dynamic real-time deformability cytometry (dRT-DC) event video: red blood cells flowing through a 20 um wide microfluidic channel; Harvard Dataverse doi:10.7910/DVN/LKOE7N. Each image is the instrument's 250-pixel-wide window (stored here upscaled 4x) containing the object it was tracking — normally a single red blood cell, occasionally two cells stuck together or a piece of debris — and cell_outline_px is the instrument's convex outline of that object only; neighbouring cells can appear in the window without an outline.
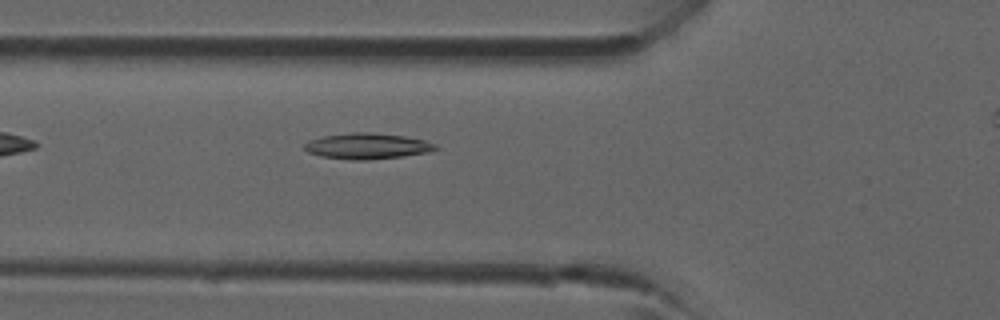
{"species": "common noctule bat (a hibernating species)", "species_latin": "Nyctalus noctula", "temperature_condition": "room temperature", "stored_images_in_passage": 4, "camera_frame_rate_fps": 3000, "um_per_image_px": 0.085, "animal": {"sex": "male", "forearm_length_mm": 52.5}, "frame": {"image": 1, "passage_image": 4, "time_ms": 3.667, "image_size_px": [1000, 320], "cell_outline_px": [[440, 148], [428, 152], [400, 156], [368, 160], [352, 160], [320, 156], [308, 152], [304, 148], [304, 144], [308, 140], [324, 136], [352, 132], [368, 132], [404, 136], [424, 140], [436, 144]], "centroid_in_image_um": [31.2, 12.41], "position_along_channel_um": 94.6, "area_um2": 19.65}}